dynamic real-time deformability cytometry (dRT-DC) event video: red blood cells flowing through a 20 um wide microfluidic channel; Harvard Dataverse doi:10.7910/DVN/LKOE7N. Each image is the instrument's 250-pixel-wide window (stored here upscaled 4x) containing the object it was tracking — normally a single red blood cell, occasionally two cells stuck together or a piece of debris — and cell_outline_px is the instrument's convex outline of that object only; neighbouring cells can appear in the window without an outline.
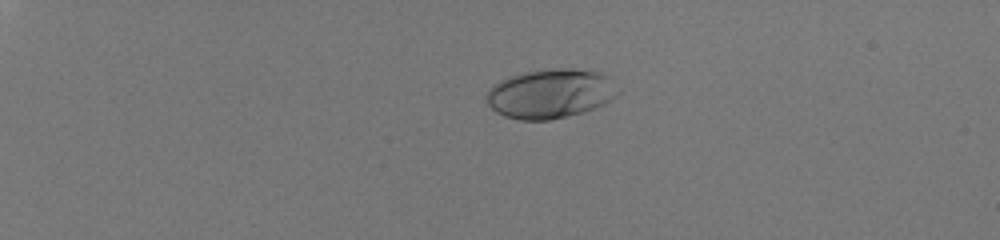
{"species": "human", "species_latin": "Homo sapiens", "temperature_condition": "room temperature", "stored_images_in_passage": 42, "camera_frame_rate_fps": 3000, "um_per_image_px": 0.085, "donor": {"sex": "male"}, "frame": {"image": 1, "passage_image": 1, "time_ms": 0.0, "image_size_px": [1000, 240], "cell_outline_px": [[620, 92], [616, 96], [604, 104], [596, 108], [584, 112], [568, 116], [548, 120], [520, 120], [504, 116], [496, 112], [484, 100], [484, 96], [500, 80], [508, 76], [524, 72], [552, 68], [572, 68], [596, 72], [608, 76], [620, 88]], "centroid_in_image_um": [46.8, 7.96], "position_along_channel_um": 38.2, "area_um2": 38.09}}
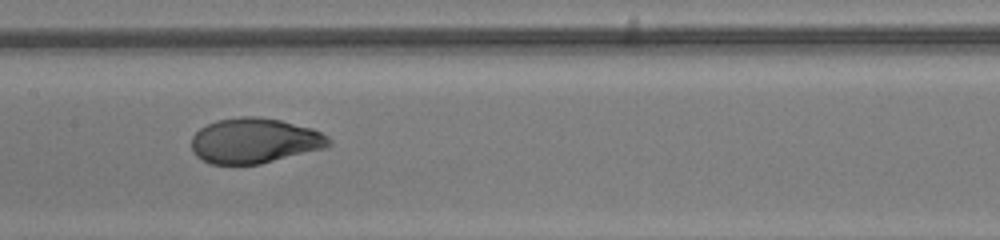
{"frame": {"image": 2, "passage_image": 20, "time_ms": 6.333, "image_size_px": [1000, 240], "cell_outline_px": [[332, 144], [324, 148], [260, 164], [212, 164], [196, 156], [192, 152], [192, 136], [200, 128], [216, 120], [240, 116], [260, 116], [280, 120], [312, 128], [328, 136], [332, 140]], "centroid_in_image_um": [21.64, 11.95], "position_along_channel_um": 185.8, "area_um2": 36.24}}
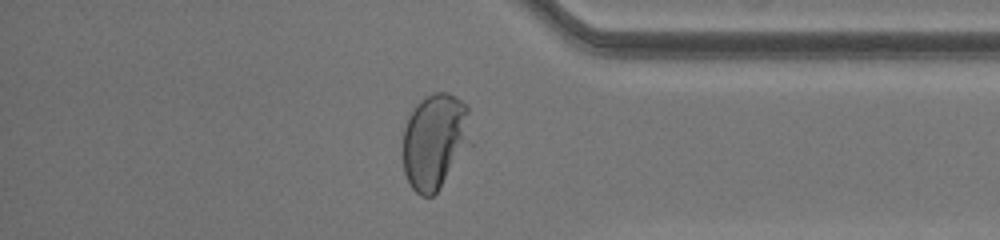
{"frame": {"image": 3, "passage_image": 36, "time_ms": 11.667, "image_size_px": [1000, 240], "cell_outline_px": [[472, 144], [436, 192], [432, 196], [420, 196], [412, 188], [404, 172], [400, 152], [404, 128], [408, 116], [416, 104], [424, 96], [432, 92], [448, 92], [468, 104]], "centroid_in_image_um": [36.95, 11.97], "position_along_channel_um": 398.2, "area_um2": 38.96}, "authors_computed_cell_mechanics": {"area_um2": 36.7319, "velocity_mm_per_s": 4.0725, "shape_relaxation_time_tau1_ms": 3.2367, "shape_relaxation_time_tau2_ms": null, "deformation_change_tau1": 0.1947, "deformation_change_tau2": null}}